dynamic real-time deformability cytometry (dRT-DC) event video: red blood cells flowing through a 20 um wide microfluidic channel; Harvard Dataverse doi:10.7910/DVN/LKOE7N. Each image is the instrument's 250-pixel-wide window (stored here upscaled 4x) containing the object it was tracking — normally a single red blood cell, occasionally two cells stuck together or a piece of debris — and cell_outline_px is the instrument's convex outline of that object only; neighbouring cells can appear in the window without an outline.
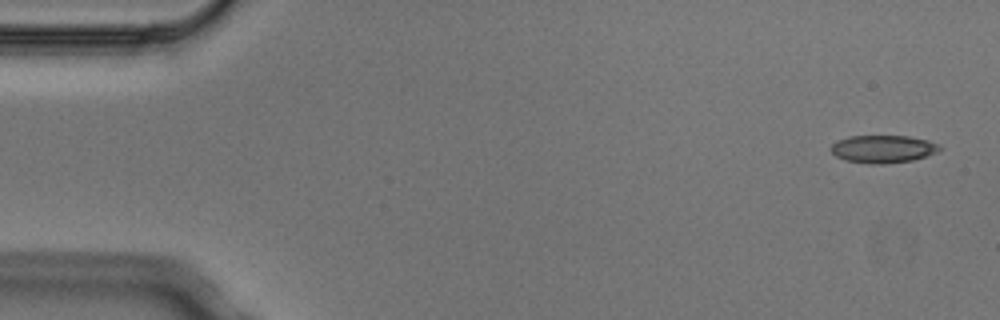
{"species": "Egyptian fruit bat (a non-hibernating species)", "species_latin": "Rousettus aegyptiacus", "temperature_condition": "cold", "stored_images_in_passage": 3, "camera_frame_rate_fps": 3000, "um_per_image_px": 0.085, "animal": {"sex": "male"}, "frame": {"image": 1, "passage_image": 1, "time_ms": 0.0, "image_size_px": [1000, 320], "cell_outline_px": [[944, 148], [936, 152], [912, 160], [880, 164], [872, 164], [844, 160], [836, 156], [832, 152], [832, 144], [836, 140], [848, 136], [908, 136], [928, 140], [940, 144]], "centroid_in_image_um": [75.06, 12.65], "position_along_channel_um": 9.9, "area_um2": 17.51}}